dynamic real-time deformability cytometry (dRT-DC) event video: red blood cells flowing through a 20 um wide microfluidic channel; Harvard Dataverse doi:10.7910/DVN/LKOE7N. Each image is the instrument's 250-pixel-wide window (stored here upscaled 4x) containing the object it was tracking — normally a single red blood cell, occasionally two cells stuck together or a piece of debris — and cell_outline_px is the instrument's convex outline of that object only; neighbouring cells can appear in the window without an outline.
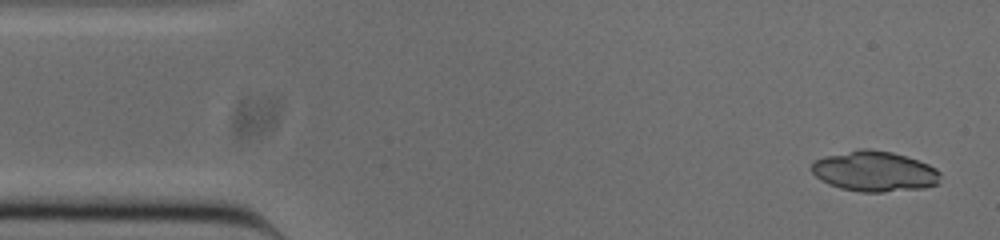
{"species": "common noctule bat (a hibernating species)", "species_latin": "Nyctalus noctula", "temperature_condition": "cold", "stored_images_in_passage": 51, "segment_of_instrument_passage": [1, 2], "camera_frame_rate_fps": 3000, "um_per_image_px": 0.085, "animal": {"sex": "male", "body_mass_g": 20.0, "forearm_length_mm": 53.3}, "frame": {"image": 1, "passage_image": 2, "time_ms": 0.333, "image_size_px": [1000, 240], "cell_outline_px": [[940, 176], [936, 184], [924, 188], [884, 192], [860, 192], [840, 188], [828, 184], [820, 180], [812, 172], [812, 164], [816, 160], [824, 156], [860, 148], [868, 148], [892, 152], [928, 164], [936, 168], [940, 172]], "centroid_in_image_um": [74.31, 14.56], "position_along_channel_um": 10.7, "area_um2": 30.29}}